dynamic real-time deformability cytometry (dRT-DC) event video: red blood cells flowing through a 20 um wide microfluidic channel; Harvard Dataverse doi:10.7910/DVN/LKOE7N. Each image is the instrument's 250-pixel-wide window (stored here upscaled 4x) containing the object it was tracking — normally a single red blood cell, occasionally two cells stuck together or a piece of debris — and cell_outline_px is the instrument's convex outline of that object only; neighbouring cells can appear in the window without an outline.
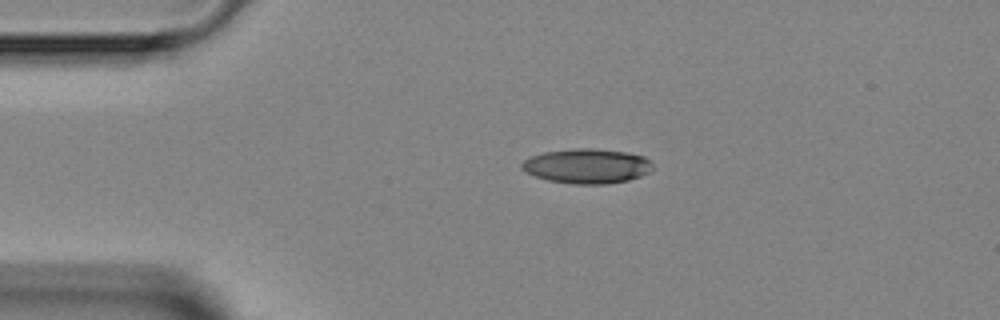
{"species": "Egyptian fruit bat (a non-hibernating species)", "species_latin": "Rousettus aegyptiacus", "temperature_condition": "room temperature", "stored_images_in_passage": 1, "camera_frame_rate_fps": 3000, "um_per_image_px": 0.085, "animal": {"sex": "female"}, "frame": {"image": 1, "passage_image": 1, "time_ms": 0.0, "image_size_px": [1000, 320], "cell_outline_px": [[652, 168], [648, 172], [640, 176], [628, 180], [604, 184], [572, 184], [548, 180], [524, 172], [520, 168], [520, 164], [524, 160], [532, 156], [544, 152], [576, 148], [592, 148], [624, 152], [644, 156], [652, 164]], "centroid_in_image_um": [49.85, 14.11], "position_along_channel_um": 35.1, "area_um2": 26.36}}